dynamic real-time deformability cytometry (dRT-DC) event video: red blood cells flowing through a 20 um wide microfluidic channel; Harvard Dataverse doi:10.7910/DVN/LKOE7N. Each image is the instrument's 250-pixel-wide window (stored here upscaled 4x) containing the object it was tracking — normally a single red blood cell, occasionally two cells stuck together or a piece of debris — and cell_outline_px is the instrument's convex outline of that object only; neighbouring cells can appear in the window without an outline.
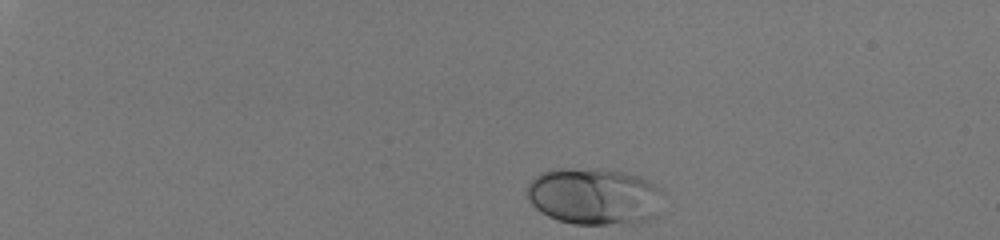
{"species": "human", "species_latin": "Homo sapiens", "temperature_condition": "room temperature", "stored_images_in_passage": 38, "camera_frame_rate_fps": 3000, "um_per_image_px": 0.085, "donor": {"sex": "male"}, "frame": {"image": 1, "passage_image": 1, "time_ms": 0.0, "image_size_px": [1000, 240], "cell_outline_px": [[660, 188], [656, 216], [632, 224], [572, 224], [548, 216], [540, 212], [528, 200], [528, 184], [540, 172], [552, 168], [596, 168], [624, 172], [640, 176]], "centroid_in_image_um": [50.46, 16.67], "position_along_channel_um": 34.5, "area_um2": 45.08}}
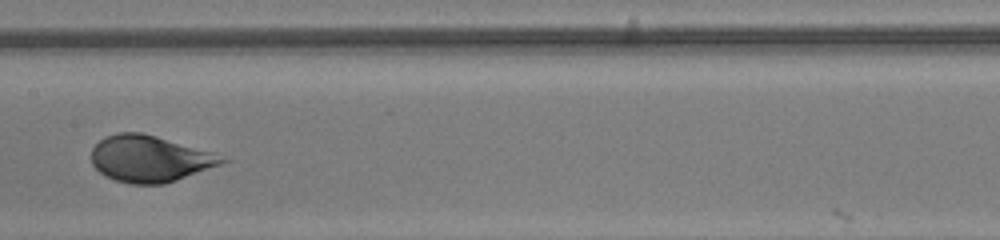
{"frame": {"image": 2, "passage_image": 22, "time_ms": 7.0, "image_size_px": [1000, 240], "cell_outline_px": [[228, 160], [220, 164], [176, 180], [164, 184], [132, 184], [116, 180], [104, 176], [92, 164], [92, 148], [104, 136], [116, 132], [140, 132], [156, 136], [208, 152]], "centroid_in_image_um": [12.62, 13.49], "position_along_channel_um": 194.8, "area_um2": 34.62}}
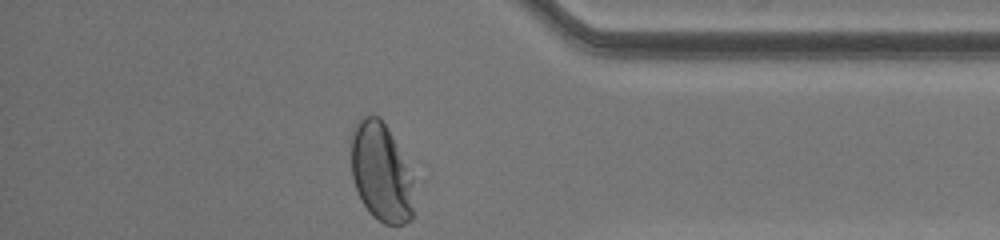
{"frame": {"image": 3, "passage_image": 38, "time_ms": 12.333, "image_size_px": [1000, 240], "cell_outline_px": [[412, 220], [404, 224], [384, 224], [372, 216], [368, 212], [356, 188], [352, 176], [352, 128], [356, 120], [360, 116], [380, 116], [412, 180]], "centroid_in_image_um": [32.34, 14.68], "position_along_channel_um": 402.9, "area_um2": 35.08}, "authors_computed_cell_mechanics": {"area_um2": 37.0787, "velocity_mm_per_s": 4.0561, "shape_relaxation_time_tau1_ms": 2.9165, "shape_relaxation_time_tau2_ms": null, "deformation_change_tau1": 0.1725, "deformation_change_tau2": null}}